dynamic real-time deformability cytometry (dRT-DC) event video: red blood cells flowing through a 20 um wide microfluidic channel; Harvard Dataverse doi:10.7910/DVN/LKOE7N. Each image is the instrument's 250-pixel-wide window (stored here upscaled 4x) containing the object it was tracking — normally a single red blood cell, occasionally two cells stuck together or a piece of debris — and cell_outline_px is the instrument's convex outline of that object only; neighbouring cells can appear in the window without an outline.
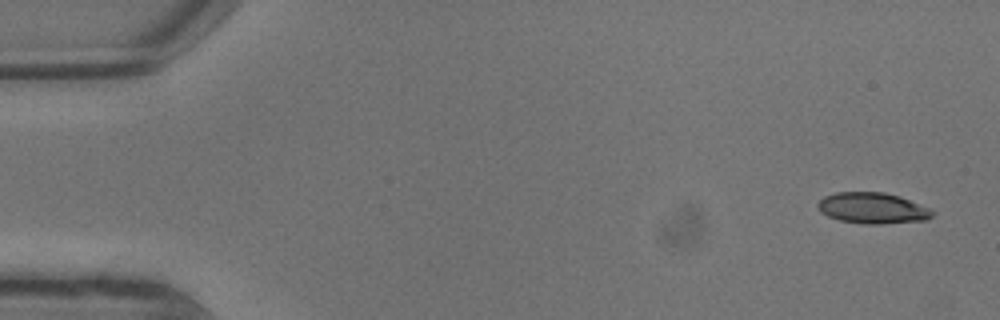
{"species": "common noctule bat (a hibernating species)", "species_latin": "Nyctalus noctula", "temperature_condition": "warm", "stored_images_in_passage": 8, "segment_of_instrument_passage": [1, 2], "camera_frame_rate_fps": 3000, "um_per_image_px": 0.085, "animal": {"sex": "male", "body_mass_g": 13.3}, "frame": {"image": 1, "passage_image": 1, "time_ms": 0.0, "image_size_px": [1000, 320], "cell_outline_px": [[932, 216], [928, 220], [880, 224], [864, 224], [840, 220], [828, 216], [820, 212], [816, 204], [824, 196], [836, 192], [884, 192], [900, 196], [928, 208], [932, 212]], "centroid_in_image_um": [74.13, 17.69], "position_along_channel_um": 10.9, "area_um2": 20.63}}
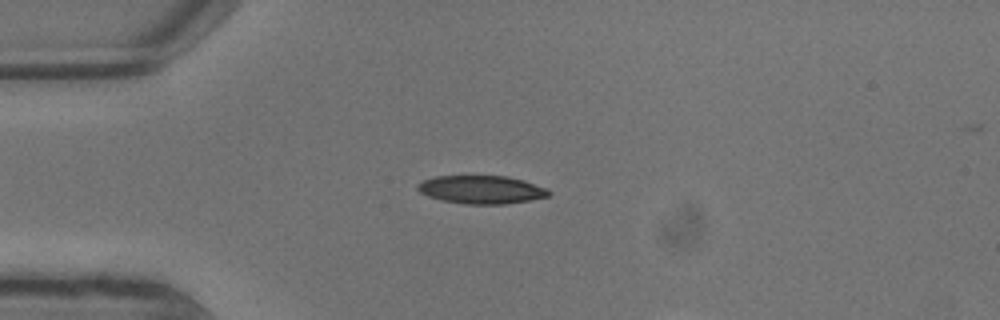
{"frame": {"image": 2, "passage_image": 5, "time_ms": 1.333, "image_size_px": [1000, 320], "cell_outline_px": [[552, 192], [548, 196], [528, 200], [504, 204], [464, 204], [440, 200], [428, 196], [420, 192], [416, 188], [416, 184], [424, 180], [436, 176], [508, 176], [524, 180], [548, 188]], "centroid_in_image_um": [40.92, 16.11], "position_along_channel_um": 44.1, "area_um2": 21.62}}
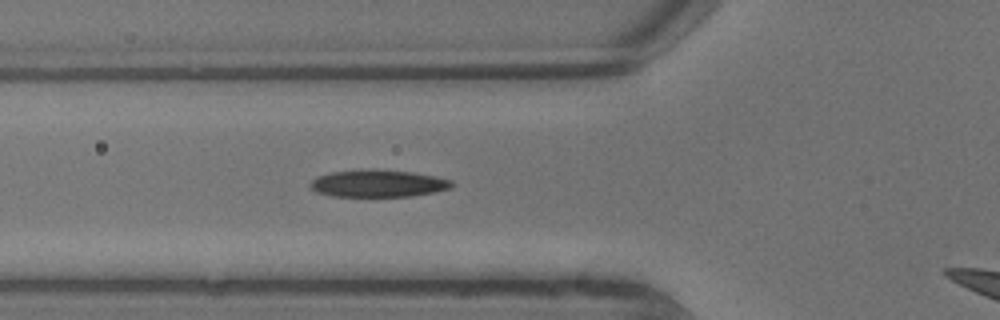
{"frame": {"image": 3, "passage_image": 7, "time_ms": 2.0, "image_size_px": [1000, 320], "cell_outline_px": [[452, 188], [436, 192], [412, 196], [332, 196], [316, 192], [308, 184], [316, 176], [328, 172], [368, 168], [412, 172], [436, 176], [452, 180]], "centroid_in_image_um": [32.12, 15.58], "position_along_channel_um": 93.7, "area_um2": 22.77}}